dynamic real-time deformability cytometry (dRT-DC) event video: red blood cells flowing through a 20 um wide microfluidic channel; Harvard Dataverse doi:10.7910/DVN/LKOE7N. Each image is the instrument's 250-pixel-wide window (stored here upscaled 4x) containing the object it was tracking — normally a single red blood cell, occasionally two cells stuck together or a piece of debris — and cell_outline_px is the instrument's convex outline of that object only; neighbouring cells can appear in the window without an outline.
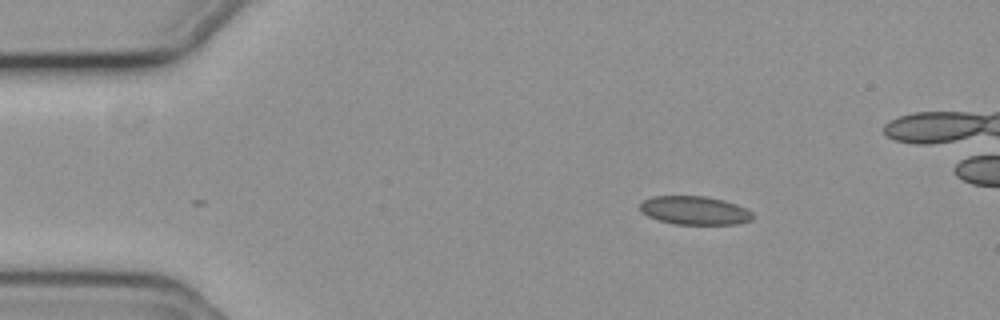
{"species": "common noctule bat (a hibernating species)", "species_latin": "Nyctalus noctula", "temperature_condition": "cold", "stored_images_in_passage": 2, "camera_frame_rate_fps": 3000, "um_per_image_px": 0.085, "animal": {"sex": "female", "body_mass_g": 19.3, "forearm_length_mm": 54.1}, "frame": {"image": 1, "passage_image": 2, "time_ms": 0.333, "image_size_px": [1000, 320], "cell_outline_px": [[752, 220], [736, 224], [672, 224], [656, 220], [640, 212], [640, 204], [644, 200], [652, 196], [704, 196], [724, 200], [736, 204], [752, 212]], "centroid_in_image_um": [59.0, 17.89], "position_along_channel_um": 26.0, "area_um2": 18.79}}